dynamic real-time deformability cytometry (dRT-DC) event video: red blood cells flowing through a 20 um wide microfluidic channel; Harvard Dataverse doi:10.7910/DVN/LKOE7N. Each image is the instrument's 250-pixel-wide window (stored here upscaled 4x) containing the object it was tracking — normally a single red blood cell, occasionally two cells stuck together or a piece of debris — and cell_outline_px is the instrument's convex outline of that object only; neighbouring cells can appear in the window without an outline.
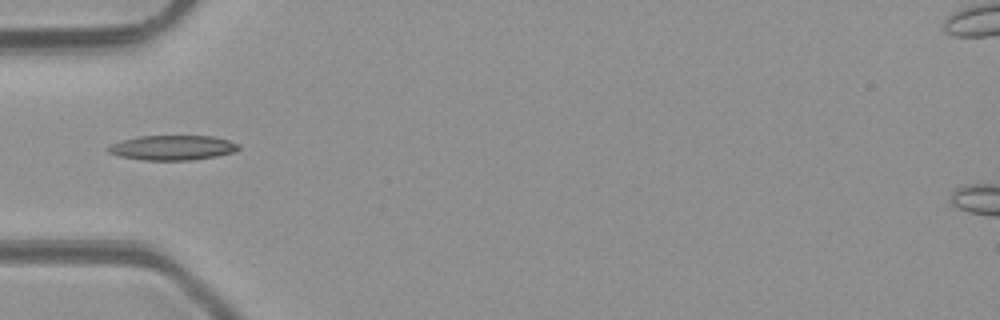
{"species": "common noctule bat (a hibernating species)", "species_latin": "Nyctalus noctula", "temperature_condition": "room temperature", "stored_images_in_passage": 6, "camera_frame_rate_fps": 3000, "um_per_image_px": 0.085, "animal": {"sex": "male", "body_mass_g": 23.1, "forearm_length_mm": 52.7}, "frame": {"image": 1, "passage_image": 5, "time_ms": 5.0, "image_size_px": [1000, 320], "cell_outline_px": [[240, 148], [232, 152], [216, 156], [192, 160], [140, 160], [120, 156], [108, 152], [104, 148], [112, 144], [136, 136], [212, 136], [228, 140], [240, 144]], "centroid_in_image_um": [14.64, 12.55], "position_along_channel_um": 70.4, "area_um2": 18.84}}
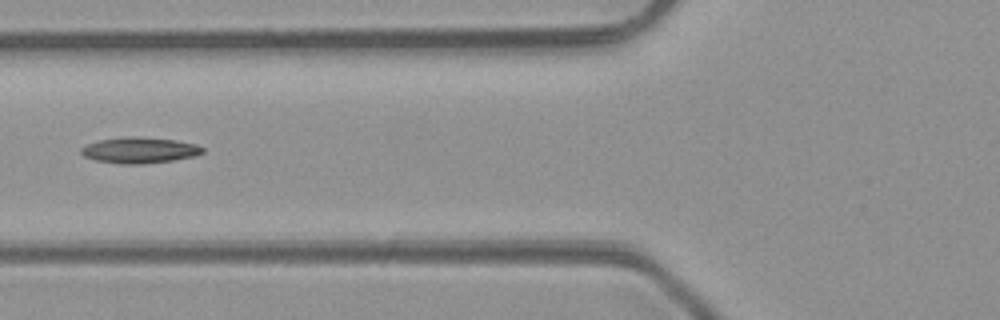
{"frame": {"image": 2, "passage_image": 6, "time_ms": 6.0, "image_size_px": [1000, 320], "cell_outline_px": [[204, 152], [196, 156], [172, 160], [140, 164], [120, 164], [96, 160], [84, 156], [80, 152], [80, 148], [88, 144], [100, 140], [132, 136], [136, 136], [176, 140], [196, 144], [204, 148]], "centroid_in_image_um": [11.88, 12.77], "position_along_channel_um": 113.9, "area_um2": 18.26}}